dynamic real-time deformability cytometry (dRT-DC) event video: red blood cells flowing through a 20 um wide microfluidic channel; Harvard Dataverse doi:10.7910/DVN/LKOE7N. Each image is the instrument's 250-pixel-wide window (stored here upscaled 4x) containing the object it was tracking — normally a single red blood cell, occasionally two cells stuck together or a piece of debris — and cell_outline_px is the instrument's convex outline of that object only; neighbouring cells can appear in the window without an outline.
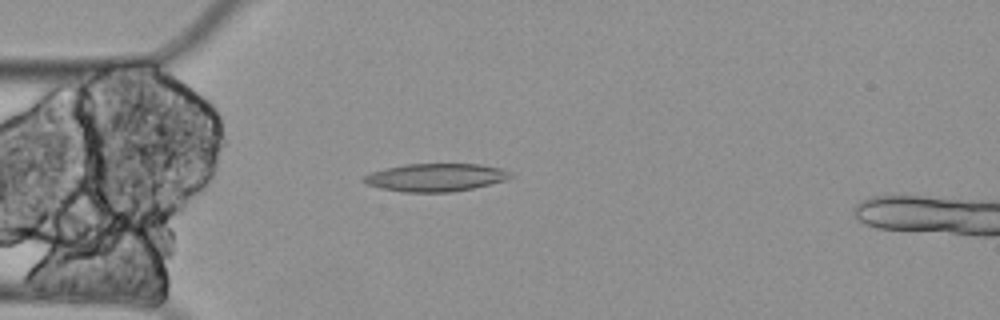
{"species": "Egyptian fruit bat (a non-hibernating species)", "species_latin": "Rousettus aegyptiacus", "temperature_condition": "cold", "stored_images_in_passage": 4, "camera_frame_rate_fps": 3000, "um_per_image_px": 0.085, "animal": {"sex": "female"}, "frame": {"image": 1, "passage_image": 3, "time_ms": 0.667, "image_size_px": [1000, 320], "cell_outline_px": [[512, 176], [504, 180], [472, 188], [452, 192], [404, 192], [380, 188], [368, 184], [360, 180], [364, 176], [372, 172], [384, 168], [404, 164], [480, 164], [500, 168], [508, 172]], "centroid_in_image_um": [36.97, 15.08], "position_along_channel_um": 48.0, "area_um2": 23.64}}